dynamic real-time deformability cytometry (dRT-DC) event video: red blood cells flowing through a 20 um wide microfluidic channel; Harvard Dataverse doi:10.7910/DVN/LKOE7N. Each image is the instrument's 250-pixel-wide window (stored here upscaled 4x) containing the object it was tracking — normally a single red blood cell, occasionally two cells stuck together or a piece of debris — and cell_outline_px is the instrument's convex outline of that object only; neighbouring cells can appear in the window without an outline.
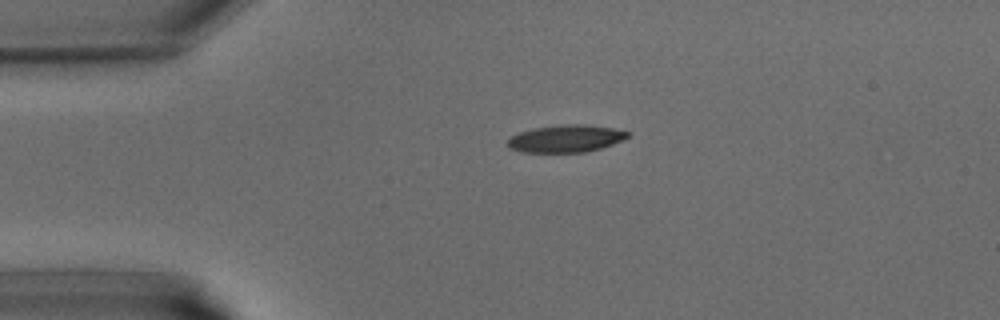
{"species": "common noctule bat (a hibernating species)", "species_latin": "Nyctalus noctula", "temperature_condition": "warm", "stored_images_in_passage": 28, "camera_frame_rate_fps": 3000, "um_per_image_px": 0.085, "animal": {"sex": "male", "body_mass_g": 15.6}, "frame": {"image": 1, "passage_image": 1, "time_ms": 0.0, "image_size_px": [1000, 320], "cell_outline_px": [[628, 136], [624, 140], [600, 148], [584, 152], [520, 152], [508, 148], [508, 140], [512, 136], [520, 132], [536, 128], [564, 124], [584, 124], [612, 128], [628, 132]], "centroid_in_image_um": [48.09, 11.78], "position_along_channel_um": 36.9, "area_um2": 18.9}}
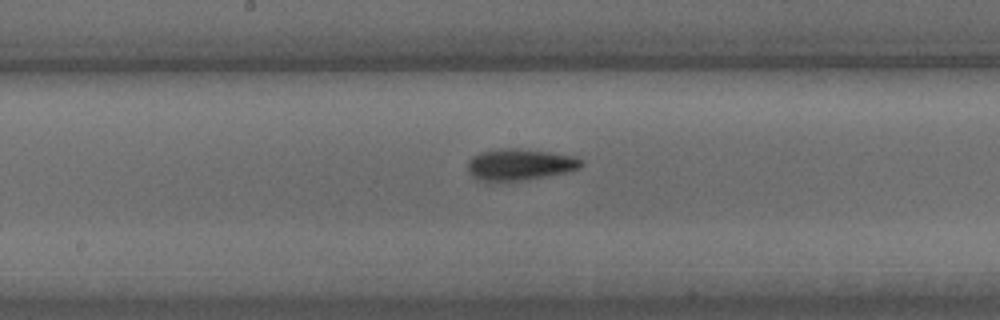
{"frame": {"image": 2, "passage_image": 13, "time_ms": 4.0, "image_size_px": [1000, 320], "cell_outline_px": [[584, 164], [580, 168], [568, 172], [528, 180], [476, 180], [468, 172], [468, 160], [472, 156], [480, 152], [504, 148], [516, 148], [548, 152], [576, 156], [584, 160]], "centroid_in_image_um": [44.22, 13.98], "position_along_channel_um": 204.0, "area_um2": 20.92}}
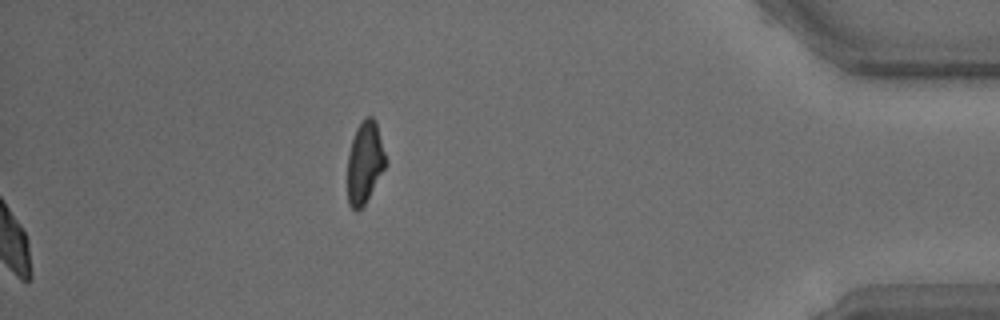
{"frame": {"image": 3, "passage_image": 28, "time_ms": 9.0, "image_size_px": [1000, 320], "cell_outline_px": [[388, 164], [364, 204], [356, 212], [348, 204], [348, 152], [356, 128], [364, 116], [372, 116], [376, 120], [388, 160]], "centroid_in_image_um": [31.03, 13.76], "position_along_channel_um": 404.2, "area_um2": 18.55}}